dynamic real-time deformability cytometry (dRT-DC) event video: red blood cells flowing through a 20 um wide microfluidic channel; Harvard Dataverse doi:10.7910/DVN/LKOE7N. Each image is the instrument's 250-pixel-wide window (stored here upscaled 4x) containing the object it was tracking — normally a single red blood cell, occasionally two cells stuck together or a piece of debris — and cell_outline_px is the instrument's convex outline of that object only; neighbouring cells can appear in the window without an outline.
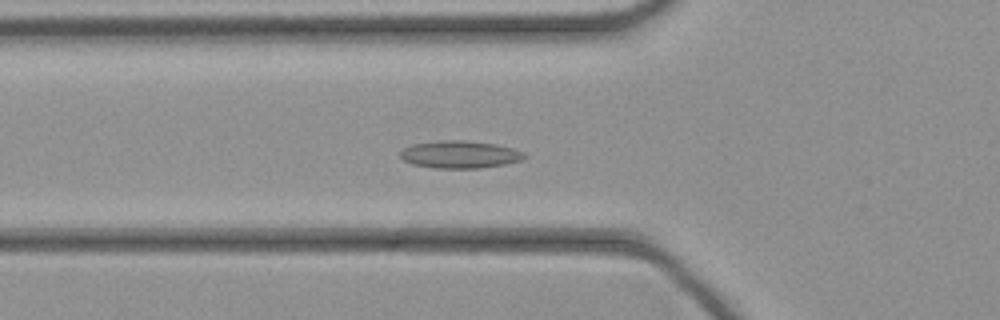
{"species": "common noctule bat (a hibernating species)", "species_latin": "Nyctalus noctula", "temperature_condition": "cold", "stored_images_in_passage": 46, "camera_frame_rate_fps": 3000, "um_per_image_px": 0.085, "animal": {"sex": "female", "body_mass_g": 21.9}, "frame": {"image": 1, "passage_image": 16, "time_ms": 5.0, "image_size_px": [1000, 320], "cell_outline_px": [[528, 156], [520, 160], [504, 164], [480, 168], [436, 168], [412, 164], [404, 160], [400, 156], [400, 152], [404, 148], [412, 144], [440, 140], [464, 140], [496, 144], [512, 148], [524, 152]], "centroid_in_image_um": [39.09, 13.12], "position_along_channel_um": 86.7, "area_um2": 19.83}}
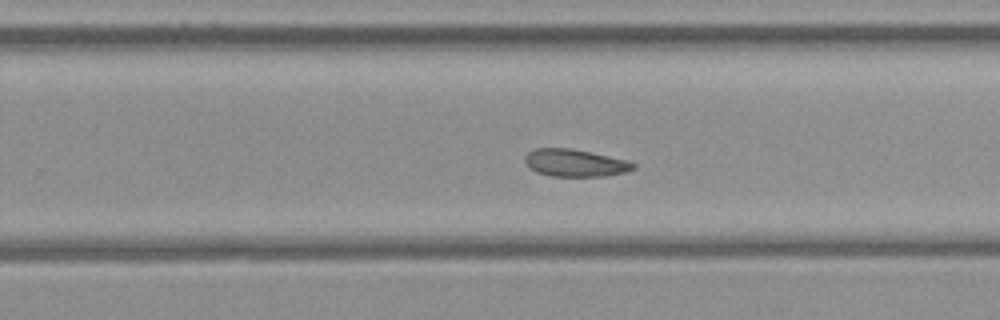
{"frame": {"image": 2, "passage_image": 29, "time_ms": 9.333, "image_size_px": [1000, 320], "cell_outline_px": [[636, 168], [624, 172], [604, 176], [552, 176], [536, 172], [528, 168], [524, 160], [524, 156], [528, 152], [536, 148], [572, 148], [628, 160], [636, 164]], "centroid_in_image_um": [48.86, 13.84], "position_along_channel_um": 280.9, "area_um2": 17.4}}
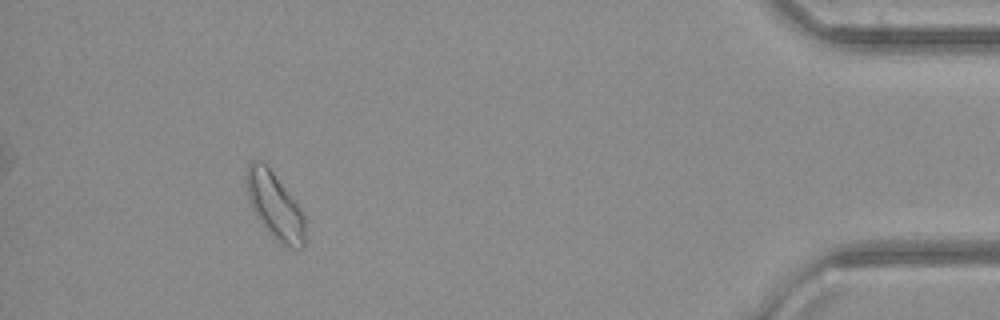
{"frame": {"image": 3, "passage_image": 42, "time_ms": 13.667, "image_size_px": [1000, 320], "cell_outline_px": [[304, 248], [288, 248], [280, 244], [272, 236], [260, 220], [252, 208], [248, 196], [244, 176], [248, 164], [256, 156], [272, 172], [300, 208], [304, 216]], "centroid_in_image_um": [23.33, 17.48], "position_along_channel_um": 411.9, "area_um2": 22.43}}